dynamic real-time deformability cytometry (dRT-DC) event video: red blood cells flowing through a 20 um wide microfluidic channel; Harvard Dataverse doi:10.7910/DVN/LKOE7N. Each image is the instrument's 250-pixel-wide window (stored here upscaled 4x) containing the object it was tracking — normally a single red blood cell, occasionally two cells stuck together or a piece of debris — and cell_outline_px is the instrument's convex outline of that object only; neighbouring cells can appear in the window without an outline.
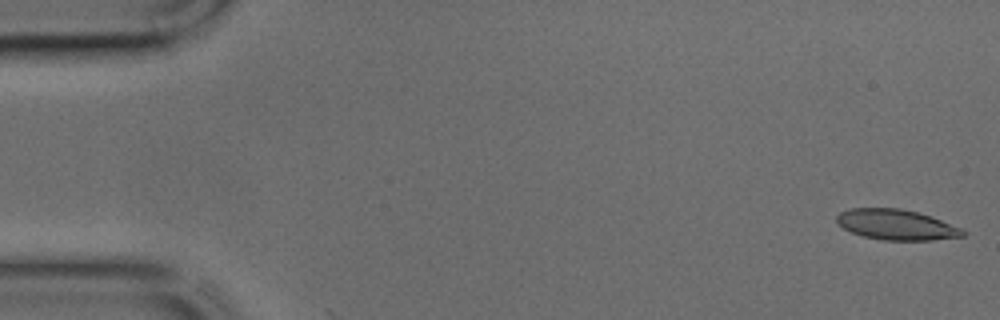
{"species": "common noctule bat (a hibernating species)", "species_latin": "Nyctalus noctula", "temperature_condition": "cold", "stored_images_in_passage": 44, "camera_frame_rate_fps": 3000, "um_per_image_px": 0.085, "animal": {"sex": "male", "body_mass_g": 17.9, "forearm_length_mm": 54.2}, "frame": {"image": 1, "passage_image": 1, "time_ms": 0.0, "image_size_px": [1000, 320], "cell_outline_px": [[968, 232], [964, 236], [932, 240], [884, 240], [864, 236], [852, 232], [836, 224], [836, 216], [840, 212], [848, 208], [900, 208], [932, 216], [964, 228]], "centroid_in_image_um": [76.23, 19.09], "position_along_channel_um": 8.8, "area_um2": 22.6}}
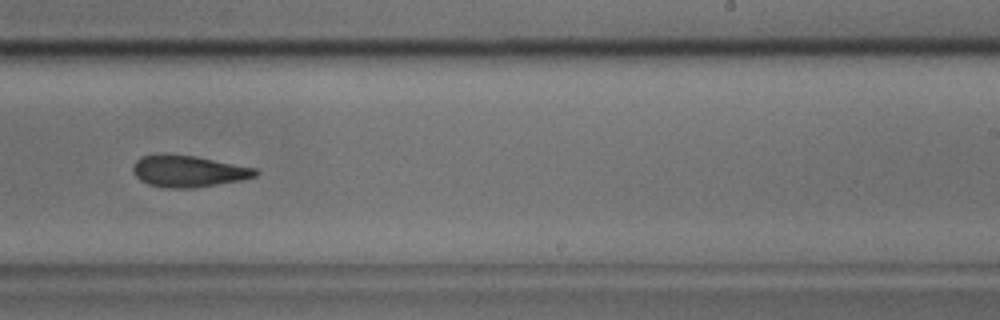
{"frame": {"image": 2, "passage_image": 27, "time_ms": 8.667, "image_size_px": [1000, 320], "cell_outline_px": [[260, 172], [256, 176], [244, 180], [192, 188], [168, 188], [148, 184], [140, 180], [132, 172], [132, 164], [140, 156], [196, 156], [256, 168]], "centroid_in_image_um": [16.04, 14.58], "position_along_channel_um": 273.0, "area_um2": 22.25}}
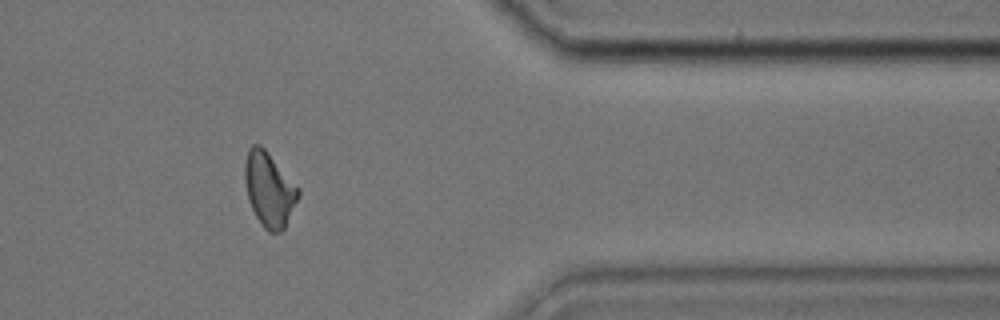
{"frame": {"image": 3, "passage_image": 36, "time_ms": 11.667, "image_size_px": [1000, 320], "cell_outline_px": [[300, 196], [284, 228], [280, 232], [268, 232], [264, 228], [256, 216], [248, 200], [244, 180], [244, 164], [248, 148], [252, 144], [260, 144], [268, 152], [300, 188]], "centroid_in_image_um": [22.88, 16.08], "position_along_channel_um": 388.5, "area_um2": 23.35}}